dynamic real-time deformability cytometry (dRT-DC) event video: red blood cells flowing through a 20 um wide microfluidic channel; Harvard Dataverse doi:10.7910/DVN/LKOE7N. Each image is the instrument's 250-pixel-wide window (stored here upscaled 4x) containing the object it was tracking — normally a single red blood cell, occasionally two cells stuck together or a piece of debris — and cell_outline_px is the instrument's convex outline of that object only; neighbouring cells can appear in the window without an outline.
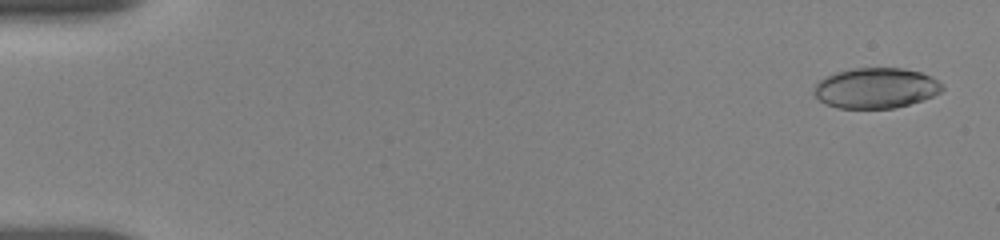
{"species": "human", "species_latin": "Homo sapiens", "temperature_condition": "room temperature", "stored_images_in_passage": 54, "camera_frame_rate_fps": 3000, "um_per_image_px": 0.085, "donor": {"sex": "female"}, "frame": {"image": 1, "passage_image": 2, "time_ms": 0.333, "image_size_px": [1000, 240], "cell_outline_px": [[944, 88], [940, 92], [932, 96], [908, 104], [892, 108], [836, 108], [820, 100], [812, 92], [816, 84], [820, 80], [828, 76], [852, 68], [900, 68], [920, 72], [936, 80]], "centroid_in_image_um": [74.42, 7.49], "position_along_channel_um": 10.6, "area_um2": 29.65}}
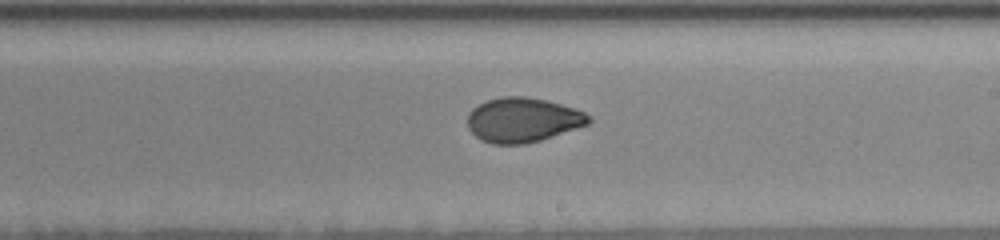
{"frame": {"image": 2, "passage_image": 33, "time_ms": 10.667, "image_size_px": [1000, 240], "cell_outline_px": [[592, 120], [588, 124], [540, 140], [524, 144], [492, 144], [480, 140], [468, 128], [468, 112], [472, 108], [488, 100], [504, 96], [524, 96], [548, 100], [584, 112], [592, 116]], "centroid_in_image_um": [44.42, 10.19], "position_along_channel_um": 244.6, "area_um2": 31.39}}
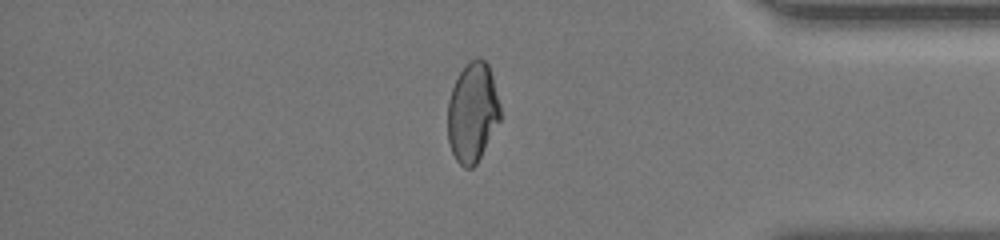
{"frame": {"image": 3, "passage_image": 47, "time_ms": 15.333, "image_size_px": [1000, 240], "cell_outline_px": [[500, 120], [476, 164], [472, 168], [464, 168], [456, 160], [452, 152], [448, 140], [448, 100], [452, 88], [460, 72], [472, 60], [480, 56], [488, 64], [492, 76], [500, 104]], "centroid_in_image_um": [40.16, 9.57], "position_along_channel_um": 395.0, "area_um2": 30.23}}